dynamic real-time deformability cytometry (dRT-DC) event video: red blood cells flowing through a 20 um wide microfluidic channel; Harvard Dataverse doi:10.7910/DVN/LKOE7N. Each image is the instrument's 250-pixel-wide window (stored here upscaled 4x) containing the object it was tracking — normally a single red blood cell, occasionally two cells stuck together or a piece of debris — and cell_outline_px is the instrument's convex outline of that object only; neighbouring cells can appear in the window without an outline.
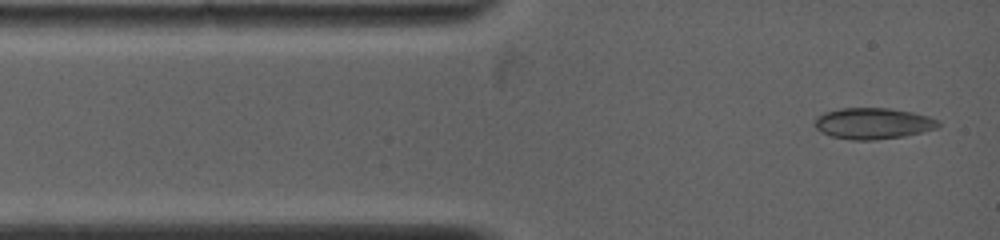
{"species": "common noctule bat (a hibernating species)", "species_latin": "Nyctalus noctula", "temperature_condition": "warm", "stored_images_in_passage": 16, "camera_frame_rate_fps": 5000, "um_per_image_px": 0.085, "animal": {"sex": "female", "body_mass_g": 19.0, "forearm_length_mm": 53.3}, "frame": {"image": 1, "passage_image": 1, "time_ms": 0.0, "image_size_px": [1000, 240], "cell_outline_px": [[940, 124], [936, 128], [904, 136], [876, 140], [852, 140], [832, 136], [820, 132], [816, 128], [816, 116], [824, 112], [840, 108], [888, 108], [912, 112], [928, 116], [940, 120]], "centroid_in_image_um": [74.2, 10.49], "position_along_channel_um": 10.8, "area_um2": 22.43}}
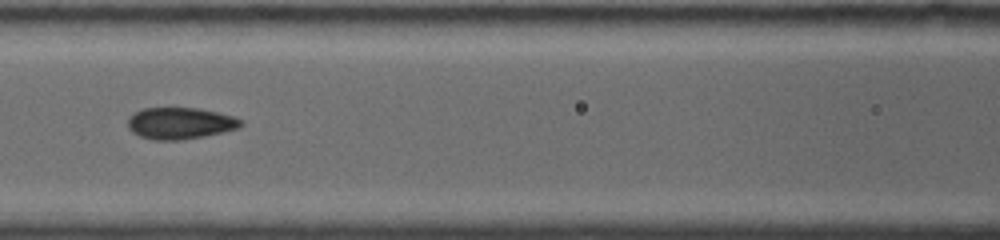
{"frame": {"image": 2, "passage_image": 10, "time_ms": 4.4, "image_size_px": [1000, 240], "cell_outline_px": [[244, 124], [240, 128], [224, 132], [204, 136], [180, 140], [152, 140], [140, 136], [132, 132], [128, 128], [128, 116], [144, 108], [200, 108], [232, 116], [244, 120]], "centroid_in_image_um": [15.33, 10.48], "position_along_channel_um": 151.3, "area_um2": 20.98}}
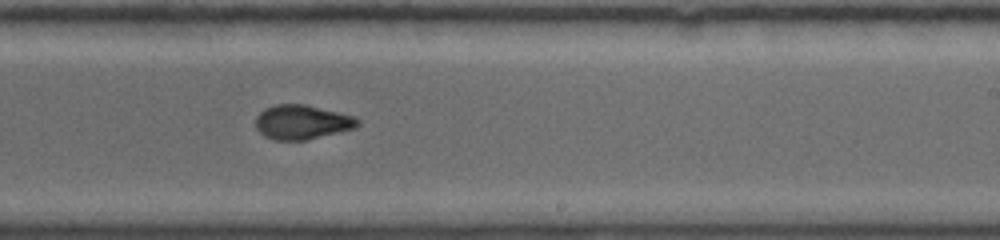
{"frame": {"image": 3, "passage_image": 16, "time_ms": 7.2, "image_size_px": [1000, 240], "cell_outline_px": [[360, 124], [356, 128], [308, 140], [276, 140], [264, 136], [256, 128], [256, 116], [264, 108], [276, 104], [304, 104], [340, 112], [356, 116], [360, 120]], "centroid_in_image_um": [25.7, 10.38], "position_along_channel_um": 263.3, "area_um2": 20.69}}